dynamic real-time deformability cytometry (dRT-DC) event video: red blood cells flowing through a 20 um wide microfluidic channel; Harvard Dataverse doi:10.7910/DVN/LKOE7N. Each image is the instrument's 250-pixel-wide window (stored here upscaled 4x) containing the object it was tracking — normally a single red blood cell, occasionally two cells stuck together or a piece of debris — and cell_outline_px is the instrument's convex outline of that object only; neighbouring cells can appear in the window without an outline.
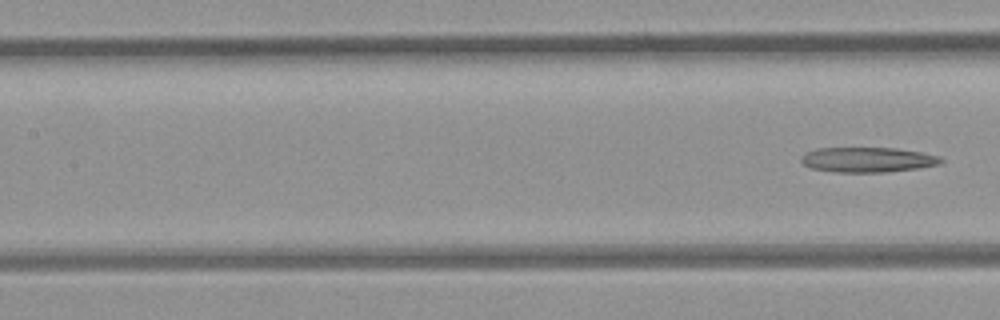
{"species": "common noctule bat (a hibernating species)", "species_latin": "Nyctalus noctula", "temperature_condition": "room temperature", "stored_images_in_passage": 7, "segment_of_instrument_passage": [2, 2], "camera_frame_rate_fps": 3000, "um_per_image_px": 0.085, "animal": {"sex": "female", "body_mass_g": 21.9}, "frame": {"image": 1, "passage_image": 7, "time_ms": 7.667, "image_size_px": [1000, 320], "cell_outline_px": [[944, 160], [940, 164], [916, 168], [884, 172], [836, 172], [812, 168], [804, 164], [800, 160], [800, 156], [816, 148], [896, 148], [920, 152], [940, 156]], "centroid_in_image_um": [73.75, 13.57], "position_along_channel_um": 133.7, "area_um2": 20.23}}